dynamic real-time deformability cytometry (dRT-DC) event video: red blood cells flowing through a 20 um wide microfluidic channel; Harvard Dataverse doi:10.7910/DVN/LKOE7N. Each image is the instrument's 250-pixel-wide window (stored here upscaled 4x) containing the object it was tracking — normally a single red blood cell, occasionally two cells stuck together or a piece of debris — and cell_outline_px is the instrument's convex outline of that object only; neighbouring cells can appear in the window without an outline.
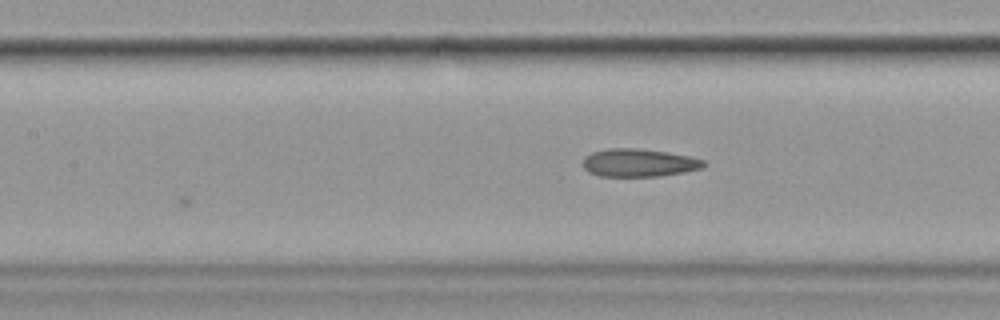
{"species": "common noctule bat (a hibernating species)", "species_latin": "Nyctalus noctula", "temperature_condition": "cold", "stored_images_in_passage": 11, "camera_frame_rate_fps": 3000, "um_per_image_px": 0.085, "animal": {"sex": "female", "body_mass_g": 19.9}, "frame": {"image": 1, "passage_image": 7, "time_ms": 8.0, "image_size_px": [1000, 320], "cell_outline_px": [[708, 164], [704, 168], [684, 172], [660, 176], [600, 176], [588, 172], [584, 168], [584, 156], [592, 152], [608, 148], [636, 148], [668, 152], [692, 156], [704, 160]], "centroid_in_image_um": [54.35, 13.83], "position_along_channel_um": 153.0, "area_um2": 19.88}}
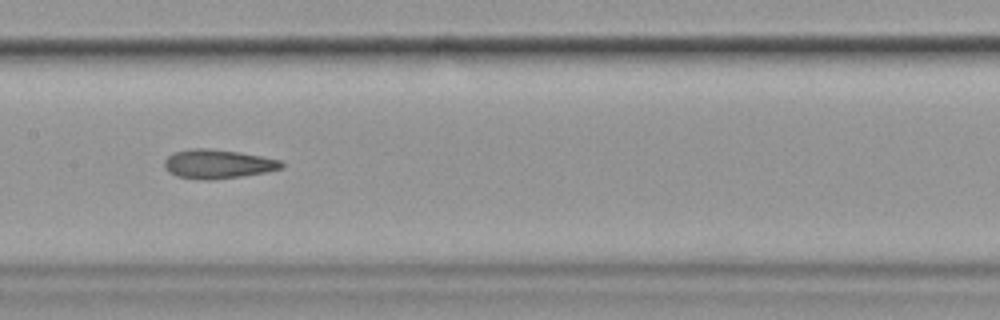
{"frame": {"image": 2, "passage_image": 8, "time_ms": 9.0, "image_size_px": [1000, 320], "cell_outline_px": [[284, 168], [268, 172], [240, 176], [208, 180], [204, 180], [176, 176], [164, 168], [164, 160], [172, 152], [188, 148], [212, 148], [240, 152], [264, 156], [284, 160]], "centroid_in_image_um": [18.55, 13.92], "position_along_channel_um": 188.9, "area_um2": 20.23}}
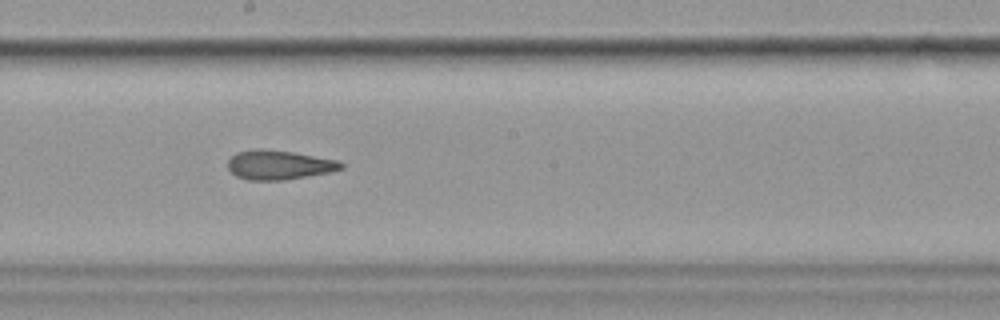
{"frame": {"image": 3, "passage_image": 9, "time_ms": 10.0, "image_size_px": [1000, 320], "cell_outline_px": [[344, 168], [332, 172], [284, 180], [248, 180], [236, 176], [228, 168], [228, 160], [236, 152], [252, 148], [264, 148], [292, 152], [340, 160], [344, 164]], "centroid_in_image_um": [23.73, 14.0], "position_along_channel_um": 224.5, "area_um2": 19.65}}